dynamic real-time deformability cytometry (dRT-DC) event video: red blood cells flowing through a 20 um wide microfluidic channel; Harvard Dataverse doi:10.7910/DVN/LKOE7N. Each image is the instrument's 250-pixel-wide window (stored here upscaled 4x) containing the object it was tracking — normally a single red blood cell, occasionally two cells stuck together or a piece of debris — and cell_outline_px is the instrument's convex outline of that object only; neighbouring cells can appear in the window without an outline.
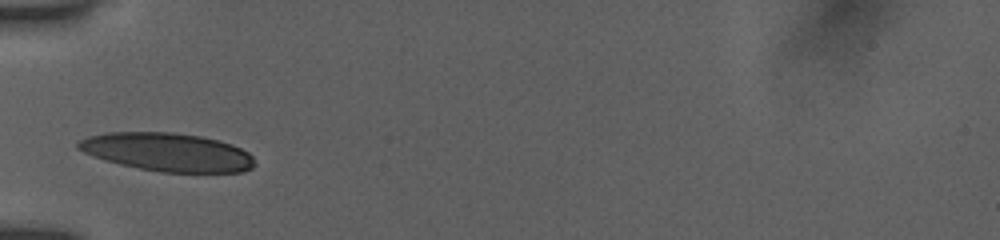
{"species": "human", "species_latin": "Homo sapiens", "temperature_condition": "room temperature", "stored_images_in_passage": 28, "camera_frame_rate_fps": 3000, "um_per_image_px": 0.085, "donor": {"sex": "female"}, "frame": {"image": 1, "passage_image": 1, "time_ms": 0.0, "image_size_px": [1000, 240], "cell_outline_px": [[256, 164], [252, 168], [244, 172], [160, 172], [120, 164], [104, 160], [84, 152], [76, 148], [76, 144], [80, 140], [88, 136], [104, 132], [172, 132], [200, 136], [220, 140], [232, 144], [248, 152], [252, 156]], "centroid_in_image_um": [14.24, 12.92], "position_along_channel_um": 70.8, "area_um2": 39.54}}
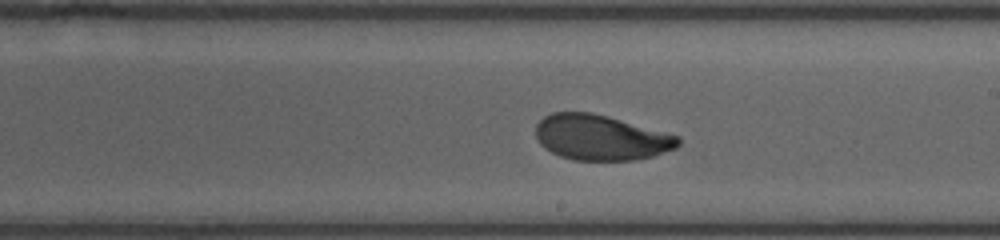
{"frame": {"image": 2, "passage_image": 14, "time_ms": 4.333, "image_size_px": [1000, 240], "cell_outline_px": [[680, 144], [676, 148], [652, 156], [636, 160], [572, 160], [560, 156], [544, 148], [540, 144], [536, 136], [536, 124], [544, 116], [552, 112], [592, 112], [680, 136]], "centroid_in_image_um": [51.06, 11.69], "position_along_channel_um": 237.9, "area_um2": 37.63}}
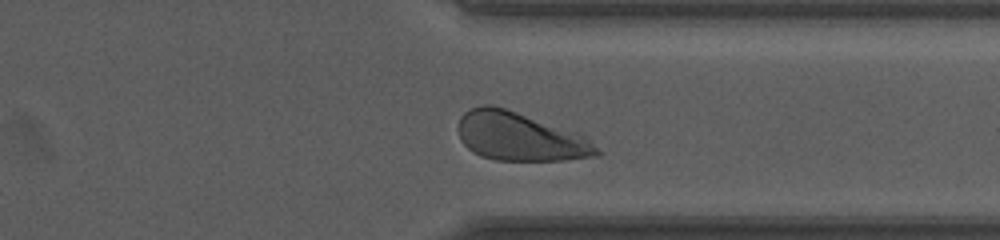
{"frame": {"image": 3, "passage_image": 24, "time_ms": 7.667, "image_size_px": [1000, 240], "cell_outline_px": [[600, 156], [564, 160], [496, 160], [480, 156], [472, 152], [460, 140], [456, 128], [460, 116], [464, 112], [480, 104], [492, 104], [576, 132], [584, 136], [600, 152]], "centroid_in_image_um": [44.12, 11.61], "position_along_channel_um": 367.3, "area_um2": 39.07}, "authors_computed_cell_mechanics": {"area_um2": 38.4948, "velocity_mm_per_s": 3.8757, "shape_relaxation_time_tau1_ms": 2.6958, "shape_relaxation_time_tau2_ms": 1.0247, "deformation_change_tau1": 0.1566, "deformation_change_tau2": 0.0486}}